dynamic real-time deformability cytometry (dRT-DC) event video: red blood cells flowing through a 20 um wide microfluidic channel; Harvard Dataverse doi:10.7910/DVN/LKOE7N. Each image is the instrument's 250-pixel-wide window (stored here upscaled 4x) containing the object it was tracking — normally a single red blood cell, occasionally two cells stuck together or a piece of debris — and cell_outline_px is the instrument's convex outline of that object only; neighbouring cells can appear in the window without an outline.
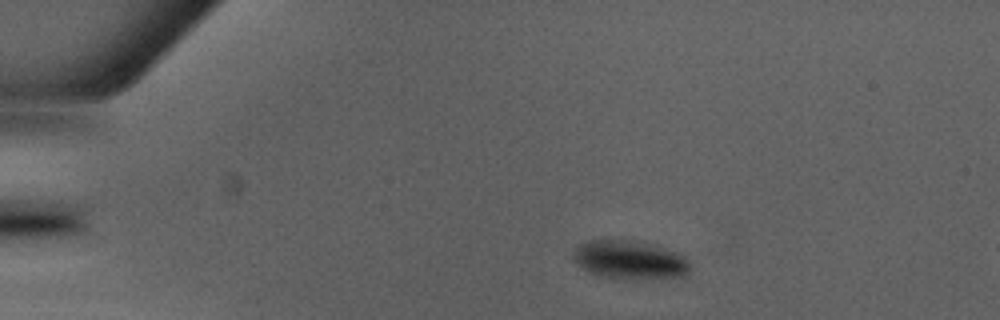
{"species": "Egyptian fruit bat (a non-hibernating species)", "species_latin": "Rousettus aegyptiacus", "temperature_condition": "warm", "stored_images_in_passage": 8, "camera_frame_rate_fps": 3000, "um_per_image_px": 0.085, "animal": {"sex": "male"}, "frame": {"image": 1, "passage_image": 2, "time_ms": 0.333, "image_size_px": [1000, 320], "cell_outline_px": [[692, 268], [684, 276], [652, 280], [628, 280], [596, 276], [588, 272], [576, 264], [572, 256], [572, 252], [580, 244], [588, 240], [636, 240], [684, 256], [688, 260]], "centroid_in_image_um": [53.5, 22.13], "position_along_channel_um": 31.5, "area_um2": 26.76}}